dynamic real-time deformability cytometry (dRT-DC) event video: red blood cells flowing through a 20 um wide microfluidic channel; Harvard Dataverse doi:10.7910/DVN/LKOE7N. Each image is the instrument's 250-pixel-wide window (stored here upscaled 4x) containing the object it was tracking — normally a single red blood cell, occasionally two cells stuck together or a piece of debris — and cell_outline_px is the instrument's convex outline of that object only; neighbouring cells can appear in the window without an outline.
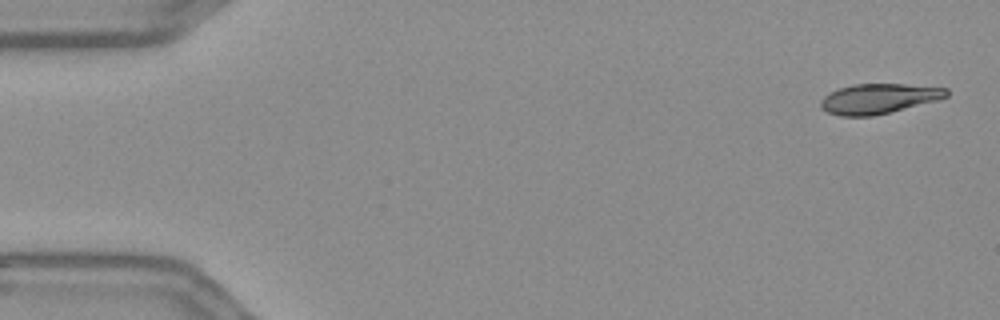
{"species": "Egyptian fruit bat (a non-hibernating species)", "species_latin": "Rousettus aegyptiacus", "temperature_condition": "warm", "stored_images_in_passage": 55, "camera_frame_rate_fps": 3000, "um_per_image_px": 0.085, "frame": {"image": 1, "passage_image": 2, "time_ms": 0.333, "image_size_px": [1000, 320], "cell_outline_px": [[948, 96], [940, 100], [872, 116], [840, 116], [828, 112], [820, 108], [820, 100], [828, 92], [852, 84], [904, 84], [948, 88]], "centroid_in_image_um": [74.68, 8.38], "position_along_channel_um": 10.3, "area_um2": 22.08}}
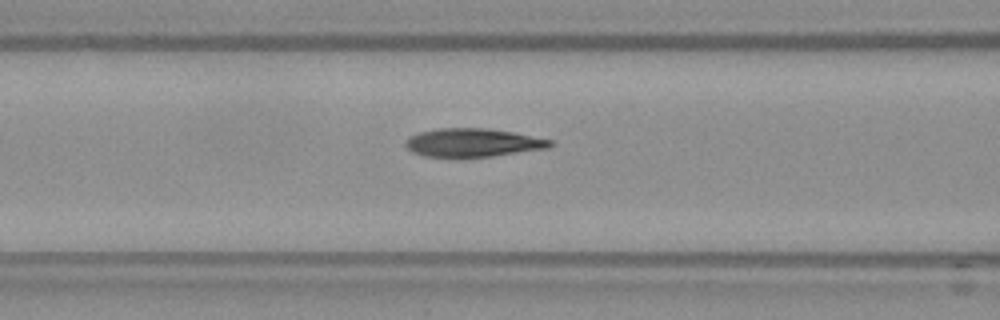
{"frame": {"image": 2, "passage_image": 22, "time_ms": 7.0, "image_size_px": [1000, 320], "cell_outline_px": [[556, 144], [548, 148], [492, 156], [460, 160], [424, 156], [412, 152], [404, 144], [404, 140], [408, 136], [420, 132], [436, 128], [488, 128], [512, 132], [552, 140]], "centroid_in_image_um": [40.13, 12.16], "position_along_channel_um": 126.5, "area_um2": 24.8}}
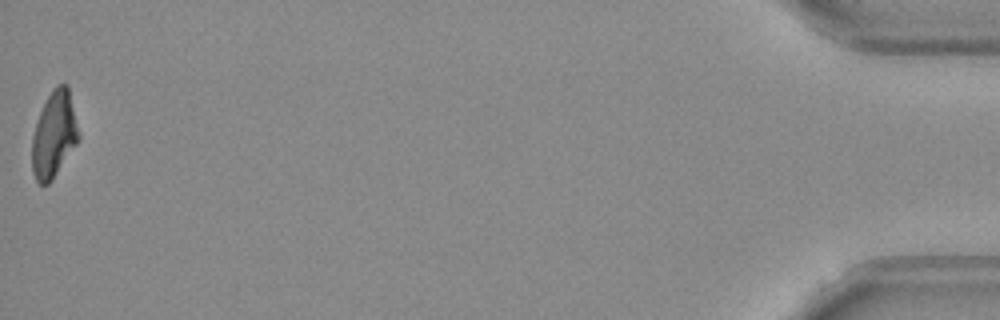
{"frame": {"image": 3, "passage_image": 55, "time_ms": 18.0, "image_size_px": [1000, 320], "cell_outline_px": [[80, 140], [52, 180], [48, 184], [40, 184], [36, 180], [32, 172], [32, 136], [40, 112], [52, 88], [56, 84], [68, 84], [80, 132]], "centroid_in_image_um": [4.62, 11.43], "position_along_channel_um": 430.6, "area_um2": 23.64}, "authors_computed_cell_mechanics": {"area_um2": 24.1604, "velocity_mm_per_s": 3.6737, "shape_relaxation_time_tau1_ms": 7.7575, "shape_relaxation_time_tau2_ms": 2.6892, "deformation_change_tau1": 0.2386, "deformation_change_tau2": 0.0999}}